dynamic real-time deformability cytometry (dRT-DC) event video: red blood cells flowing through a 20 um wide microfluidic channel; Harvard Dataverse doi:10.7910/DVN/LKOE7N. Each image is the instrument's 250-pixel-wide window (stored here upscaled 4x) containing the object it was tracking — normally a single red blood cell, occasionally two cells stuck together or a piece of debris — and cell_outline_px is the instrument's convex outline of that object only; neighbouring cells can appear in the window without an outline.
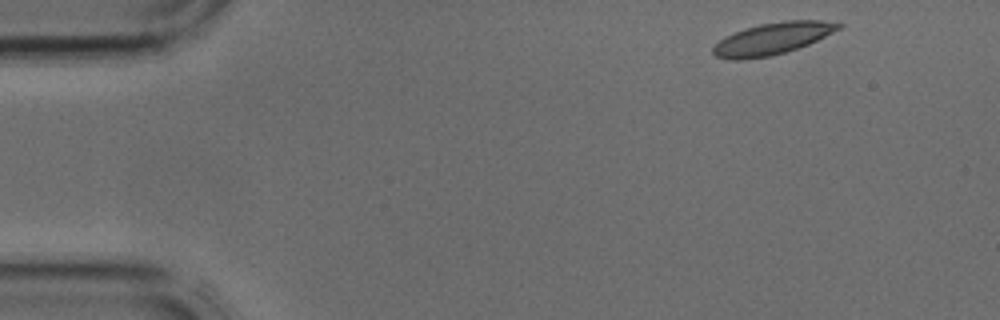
{"species": "common noctule bat (a hibernating species)", "species_latin": "Nyctalus noctula", "temperature_condition": "cold", "stored_images_in_passage": 3, "camera_frame_rate_fps": 3000, "um_per_image_px": 0.085, "animal": {"sex": "male", "body_mass_g": 17.9, "forearm_length_mm": 54.2}, "frame": {"image": 1, "passage_image": 1, "time_ms": 0.0, "image_size_px": [1000, 320], "cell_outline_px": [[844, 24], [840, 28], [808, 44], [772, 56], [744, 60], [732, 60], [716, 56], [712, 52], [712, 48], [720, 40], [744, 28], [760, 24], [784, 20], [820, 20]], "centroid_in_image_um": [65.63, 3.29], "position_along_channel_um": 19.4, "area_um2": 23.0}}